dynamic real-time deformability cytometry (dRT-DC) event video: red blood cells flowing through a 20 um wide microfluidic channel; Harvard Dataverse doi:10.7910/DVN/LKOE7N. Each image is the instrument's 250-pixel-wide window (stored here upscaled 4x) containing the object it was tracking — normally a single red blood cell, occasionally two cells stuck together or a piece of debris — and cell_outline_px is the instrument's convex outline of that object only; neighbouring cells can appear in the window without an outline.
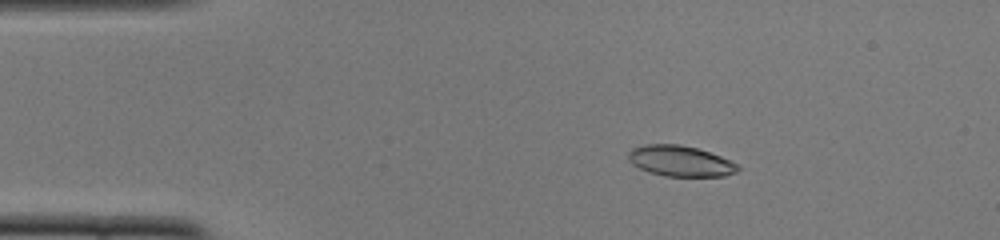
{"species": "common noctule bat (a hibernating species)", "species_latin": "Nyctalus noctula", "temperature_condition": "cold", "stored_images_in_passage": 52, "camera_frame_rate_fps": 3000, "um_per_image_px": 0.085, "animal": {"sex": "female", "body_mass_g": 22.0, "forearm_length_mm": 56.7}, "frame": {"image": 1, "passage_image": 9, "time_ms": 2.667, "image_size_px": [1000, 240], "cell_outline_px": [[740, 168], [736, 172], [724, 176], [664, 176], [648, 172], [632, 164], [628, 156], [628, 152], [632, 148], [644, 144], [680, 144], [696, 148], [720, 156], [736, 164]], "centroid_in_image_um": [57.79, 13.68], "position_along_channel_um": 27.2, "area_um2": 19.48}}
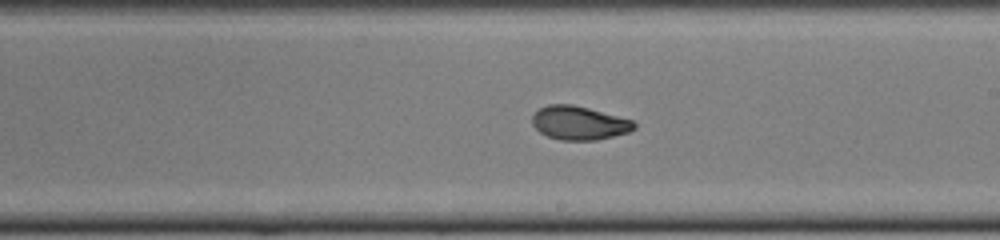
{"frame": {"image": 2, "passage_image": 30, "time_ms": 9.667, "image_size_px": [1000, 240], "cell_outline_px": [[636, 128], [628, 132], [596, 140], [560, 140], [548, 136], [540, 132], [532, 124], [532, 116], [540, 108], [548, 104], [572, 104], [588, 108], [632, 120], [636, 124]], "centroid_in_image_um": [49.21, 10.45], "position_along_channel_um": 239.8, "area_um2": 19.83}}
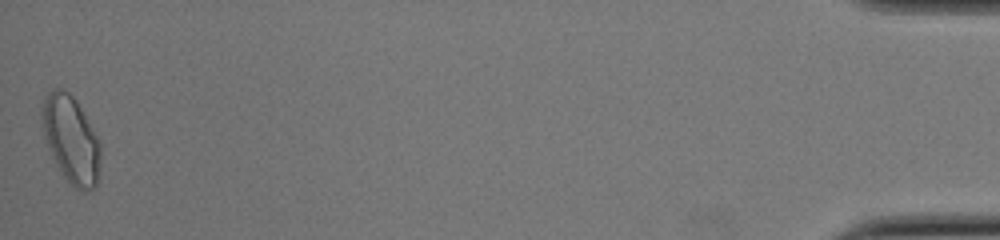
{"frame": {"image": 3, "passage_image": 52, "time_ms": 17.0, "image_size_px": [1000, 240], "cell_outline_px": [[100, 172], [96, 184], [92, 188], [84, 192], [76, 188], [64, 176], [56, 164], [52, 156], [44, 136], [40, 116], [40, 112], [44, 96], [52, 88], [60, 88], [68, 92], [76, 100], [96, 136], [100, 144]], "centroid_in_image_um": [6.01, 11.83], "position_along_channel_um": 429.2, "area_um2": 29.54}, "authors_computed_cell_mechanics": {"area_um2": 20.2011, "velocity_mm_per_s": 3.8573, "shape_relaxation_time_tau1_ms": 4.7559, "shape_relaxation_time_tau2_ms": 1.5615, "deformation_change_tau1": 0.1706, "deformation_change_tau2": 0.0495}}